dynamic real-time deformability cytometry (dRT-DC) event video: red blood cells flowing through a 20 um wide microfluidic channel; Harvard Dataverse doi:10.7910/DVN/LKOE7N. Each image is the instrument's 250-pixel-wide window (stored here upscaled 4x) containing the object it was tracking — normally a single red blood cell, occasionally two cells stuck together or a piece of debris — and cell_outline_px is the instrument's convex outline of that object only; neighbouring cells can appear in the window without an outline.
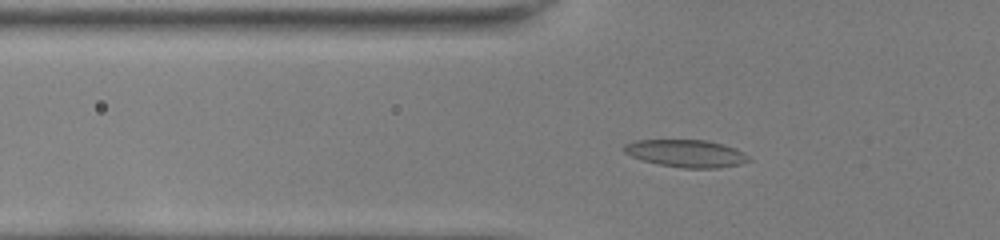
{"species": "common noctule bat (a hibernating species)", "species_latin": "Nyctalus noctula", "temperature_condition": "room temperature", "stored_images_in_passage": 46, "camera_frame_rate_fps": 3000, "um_per_image_px": 0.085, "animal": {"sex": "female", "body_mass_g": 22.0, "forearm_length_mm": 56.7}, "frame": {"image": 1, "passage_image": 15, "time_ms": 4.667, "image_size_px": [1000, 240], "cell_outline_px": [[752, 160], [740, 164], [716, 168], [684, 168], [656, 164], [632, 156], [624, 152], [624, 144], [636, 140], [708, 140], [744, 152]], "centroid_in_image_um": [58.32, 13.04], "position_along_channel_um": 67.5, "area_um2": 19.77}}
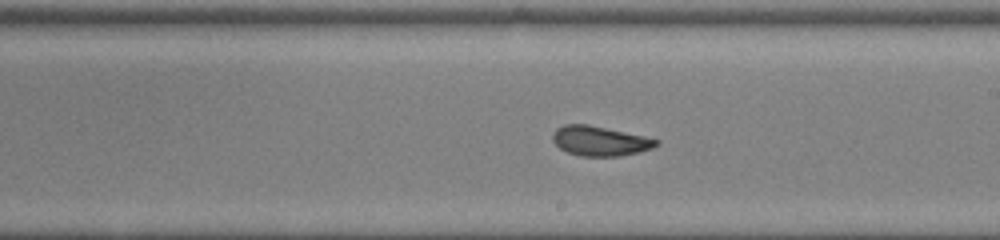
{"frame": {"image": 2, "passage_image": 28, "time_ms": 9.0, "image_size_px": [1000, 240], "cell_outline_px": [[660, 144], [652, 148], [640, 152], [620, 156], [580, 156], [568, 152], [560, 148], [552, 140], [552, 136], [556, 128], [564, 124], [588, 124], [660, 140]], "centroid_in_image_um": [50.99, 11.98], "position_along_channel_um": 238.0, "area_um2": 17.86}}
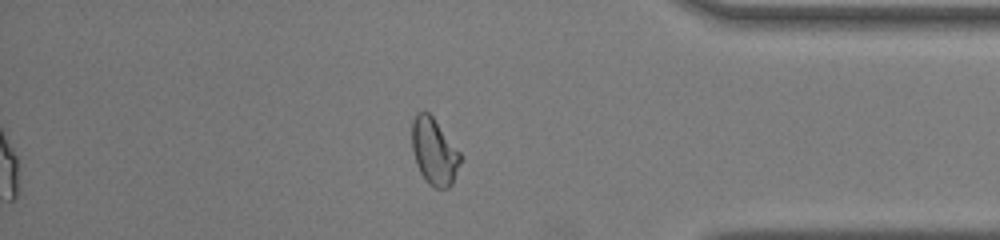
{"frame": {"image": 3, "passage_image": 41, "time_ms": 13.333, "image_size_px": [1000, 240], "cell_outline_px": [[460, 160], [452, 184], [448, 188], [432, 188], [428, 184], [420, 172], [416, 164], [412, 148], [412, 124], [416, 112], [428, 112], [432, 116], [460, 152]], "centroid_in_image_um": [36.88, 12.9], "position_along_channel_um": 398.3, "area_um2": 18.55}}